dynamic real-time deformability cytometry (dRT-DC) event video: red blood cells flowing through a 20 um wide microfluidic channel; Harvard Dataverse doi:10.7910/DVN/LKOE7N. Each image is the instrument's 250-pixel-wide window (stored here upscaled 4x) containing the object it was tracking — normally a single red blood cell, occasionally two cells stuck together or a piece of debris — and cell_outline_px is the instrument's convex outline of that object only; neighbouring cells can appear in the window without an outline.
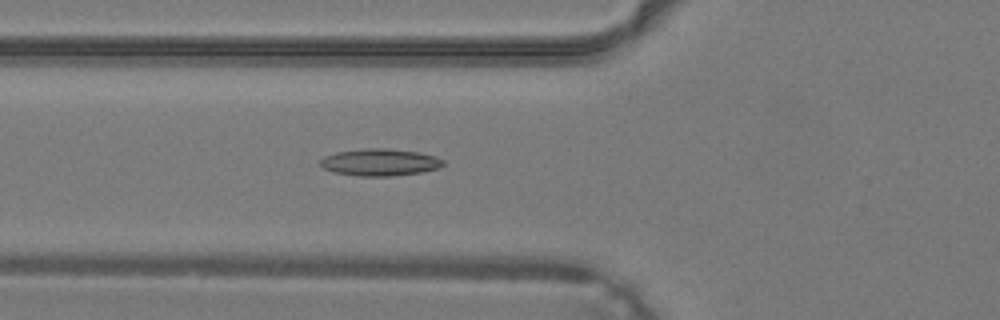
{"species": "common noctule bat (a hibernating species)", "species_latin": "Nyctalus noctula", "temperature_condition": "warm", "stored_images_in_passage": 38, "camera_frame_rate_fps": 3000, "um_per_image_px": 0.085, "animal": {"sex": "male", "body_mass_g": 19.2, "forearm_length_mm": 51.8}, "frame": {"image": 1, "passage_image": 15, "time_ms": 4.667, "image_size_px": [1000, 320], "cell_outline_px": [[444, 164], [440, 168], [420, 172], [392, 176], [360, 176], [332, 172], [324, 168], [320, 164], [320, 160], [324, 156], [336, 152], [364, 148], [388, 148], [416, 152], [436, 156], [444, 160]], "centroid_in_image_um": [32.29, 13.79], "position_along_channel_um": 93.5, "area_um2": 19.42}}
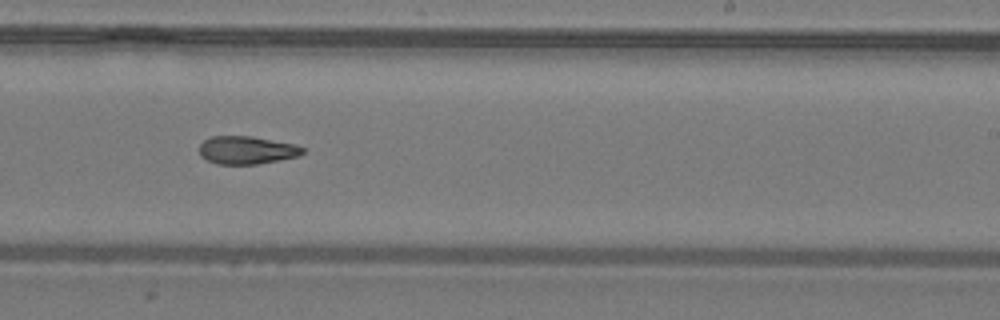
{"frame": {"image": 2, "passage_image": 25, "time_ms": 8.0, "image_size_px": [1000, 320], "cell_outline_px": [[304, 152], [300, 156], [280, 160], [256, 164], [216, 164], [200, 156], [200, 144], [204, 140], [212, 136], [252, 136], [292, 144], [304, 148]], "centroid_in_image_um": [20.96, 12.76], "position_along_channel_um": 268.0, "area_um2": 16.76}}
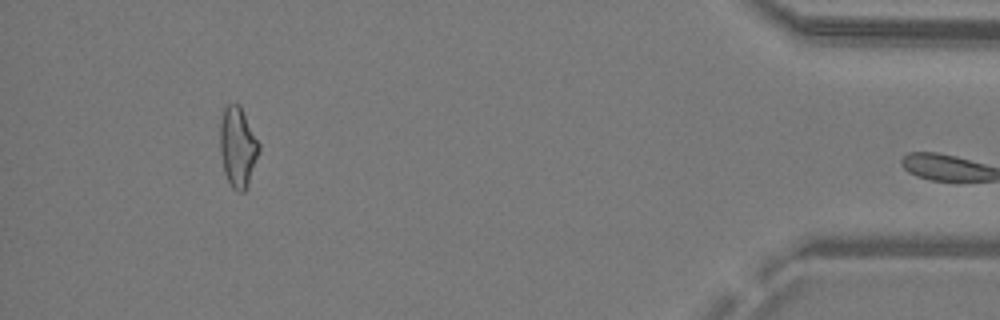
{"frame": {"image": 3, "passage_image": 37, "time_ms": 12.0, "image_size_px": [1000, 320], "cell_outline_px": [[260, 152], [248, 184], [244, 192], [236, 192], [232, 188], [224, 172], [220, 152], [220, 120], [224, 108], [228, 104], [240, 104], [260, 144]], "centroid_in_image_um": [20.22, 12.5], "position_along_channel_um": 415.0, "area_um2": 18.38}}